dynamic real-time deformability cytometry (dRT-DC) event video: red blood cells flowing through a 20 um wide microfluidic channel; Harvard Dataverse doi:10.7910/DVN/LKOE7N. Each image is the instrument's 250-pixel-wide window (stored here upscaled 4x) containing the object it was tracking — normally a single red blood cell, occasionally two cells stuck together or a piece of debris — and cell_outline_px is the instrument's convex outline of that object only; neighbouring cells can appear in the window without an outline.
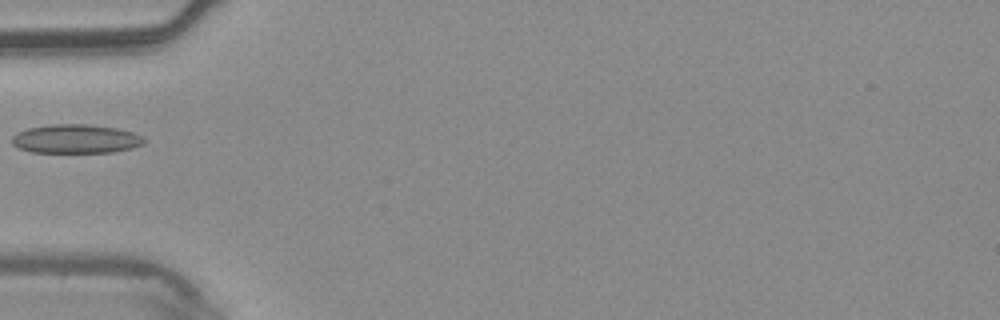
{"species": "common noctule bat (a hibernating species)", "species_latin": "Nyctalus noctula", "temperature_condition": "warm", "stored_images_in_passage": 4, "camera_frame_rate_fps": 3000, "um_per_image_px": 0.085, "animal": {"sex": "male", "body_mass_g": 20.4}, "frame": {"image": 1, "passage_image": 4, "time_ms": 1.0, "image_size_px": [1000, 320], "cell_outline_px": [[144, 144], [132, 148], [112, 152], [32, 152], [16, 148], [12, 144], [12, 136], [16, 132], [28, 128], [52, 124], [84, 124], [116, 128], [132, 132], [144, 136]], "centroid_in_image_um": [6.42, 11.8], "position_along_channel_um": 78.6, "area_um2": 22.31}}